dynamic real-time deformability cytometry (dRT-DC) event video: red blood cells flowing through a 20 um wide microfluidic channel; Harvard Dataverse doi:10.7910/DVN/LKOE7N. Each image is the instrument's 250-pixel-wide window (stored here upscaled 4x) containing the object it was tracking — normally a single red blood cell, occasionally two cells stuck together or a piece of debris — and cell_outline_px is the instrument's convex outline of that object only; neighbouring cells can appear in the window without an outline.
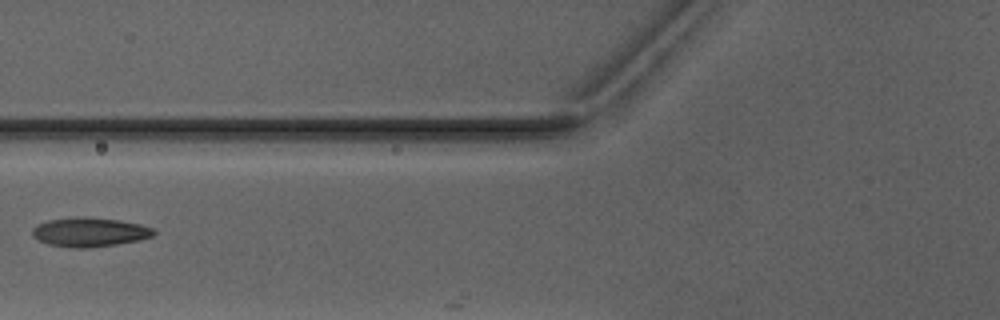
{"species": "Egyptian fruit bat (a non-hibernating species)", "species_latin": "Rousettus aegyptiacus", "temperature_condition": "warm", "stored_images_in_passage": 7, "camera_frame_rate_fps": 3000, "um_per_image_px": 0.085, "animal": {"sex": "male"}, "frame": {"image": 1, "passage_image": 6, "time_ms": 6.0, "image_size_px": [1000, 320], "cell_outline_px": [[156, 232], [152, 236], [136, 240], [116, 244], [92, 248], [76, 248], [48, 244], [32, 236], [32, 228], [36, 224], [48, 220], [76, 216], [120, 220], [140, 224], [152, 228]], "centroid_in_image_um": [7.58, 19.72], "position_along_channel_um": 118.2, "area_um2": 20.58}}
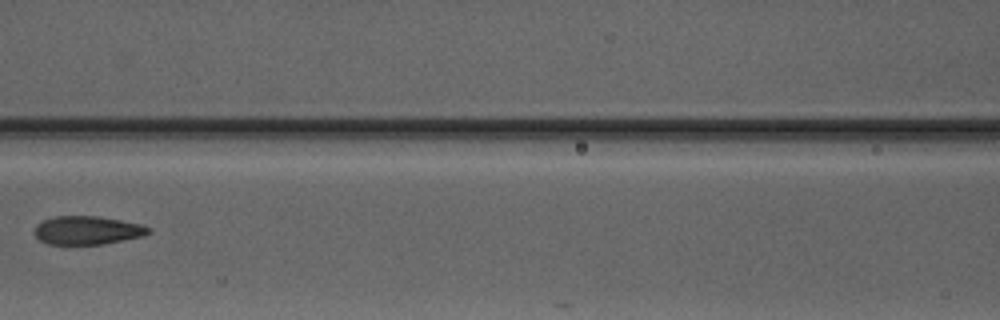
{"frame": {"image": 2, "passage_image": 7, "time_ms": 7.0, "image_size_px": [1000, 320], "cell_outline_px": [[152, 232], [144, 236], [100, 244], [48, 244], [40, 240], [32, 232], [36, 224], [44, 220], [56, 216], [100, 216], [140, 224], [152, 228]], "centroid_in_image_um": [7.42, 19.57], "position_along_channel_um": 159.2, "area_um2": 18.96}}